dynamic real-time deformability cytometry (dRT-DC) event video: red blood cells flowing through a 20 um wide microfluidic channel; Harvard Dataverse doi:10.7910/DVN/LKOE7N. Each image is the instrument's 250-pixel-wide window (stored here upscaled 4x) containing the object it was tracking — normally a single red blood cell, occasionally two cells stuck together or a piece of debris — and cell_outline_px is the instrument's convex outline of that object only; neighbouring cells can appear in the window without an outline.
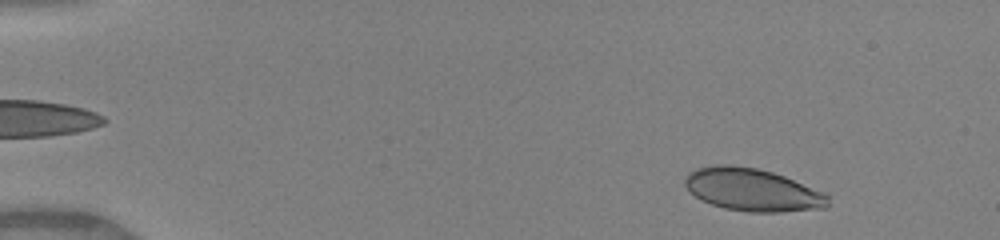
{"species": "human", "species_latin": "Homo sapiens", "temperature_condition": "warm", "stored_images_in_passage": 22, "camera_frame_rate_fps": 3000, "um_per_image_px": 0.085, "donor": {"sex": "female"}, "frame": {"image": 1, "passage_image": 4, "time_ms": 1.0, "image_size_px": [1000, 240], "cell_outline_px": [[828, 208], [780, 212], [748, 212], [724, 208], [700, 200], [684, 184], [684, 176], [688, 172], [696, 168], [712, 164], [732, 164], [756, 168], [772, 172], [784, 176], [820, 192], [828, 196]], "centroid_in_image_um": [63.89, 16.12], "position_along_channel_um": 21.1, "area_um2": 35.49}}
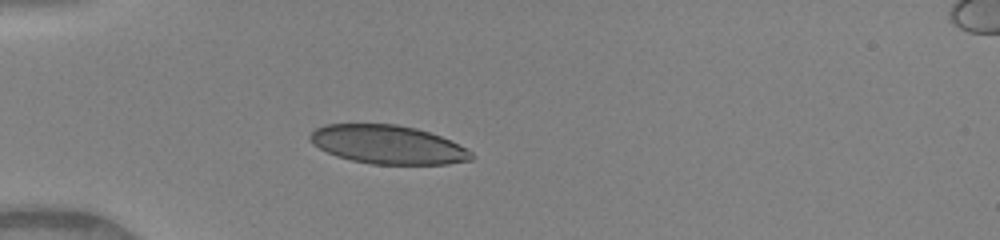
{"frame": {"image": 2, "passage_image": 13, "time_ms": 4.0, "image_size_px": [1000, 240], "cell_outline_px": [[476, 156], [472, 160], [448, 164], [372, 164], [352, 160], [336, 156], [312, 144], [308, 136], [316, 128], [324, 124], [396, 124], [416, 128], [440, 136], [472, 152]], "centroid_in_image_um": [32.95, 12.29], "position_along_channel_um": 52.1, "area_um2": 36.18}}
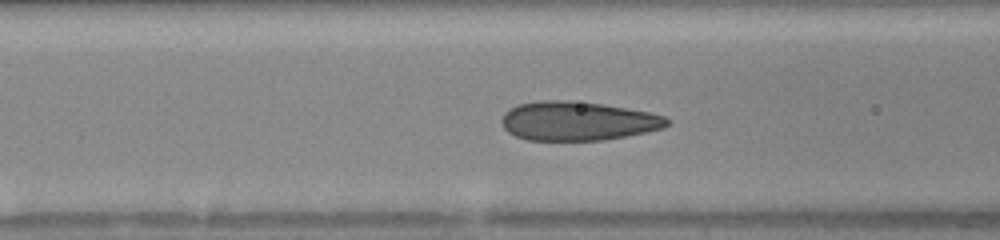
{"frame": {"image": 3, "passage_image": 19, "time_ms": 6.0, "image_size_px": [1000, 240], "cell_outline_px": [[668, 124], [664, 128], [628, 136], [604, 140], [528, 140], [516, 136], [508, 132], [504, 128], [500, 120], [504, 112], [508, 108], [520, 104], [540, 100], [568, 100], [600, 104], [628, 108], [648, 112], [664, 116], [668, 120]], "centroid_in_image_um": [49.08, 10.29], "position_along_channel_um": 117.5, "area_um2": 37.63}}